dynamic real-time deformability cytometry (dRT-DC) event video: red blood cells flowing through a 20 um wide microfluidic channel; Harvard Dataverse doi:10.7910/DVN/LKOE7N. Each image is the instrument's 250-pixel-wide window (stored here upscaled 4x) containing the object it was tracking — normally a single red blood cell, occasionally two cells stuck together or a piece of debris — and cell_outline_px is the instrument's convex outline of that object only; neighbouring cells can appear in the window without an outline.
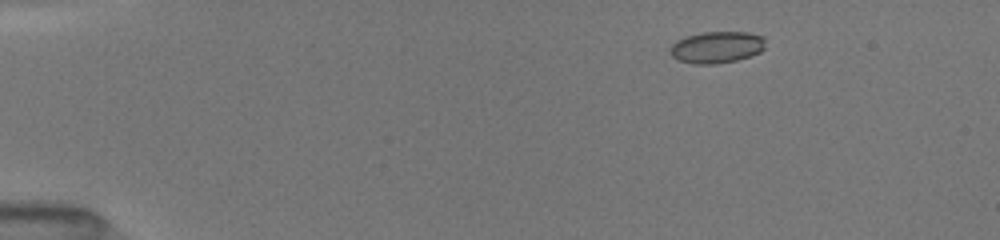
{"species": "common noctule bat (a hibernating species)", "species_latin": "Nyctalus noctula", "temperature_condition": "room temperature", "stored_images_in_passage": 21, "camera_frame_rate_fps": 3000, "um_per_image_px": 0.085, "animal": {"sex": "female", "body_mass_g": 19.5, "forearm_length_mm": 54.1}, "frame": {"image": 1, "passage_image": 2, "time_ms": 1.0, "image_size_px": [1000, 240], "cell_outline_px": [[764, 48], [760, 52], [736, 60], [716, 64], [692, 64], [680, 60], [672, 56], [668, 52], [672, 44], [676, 40], [700, 32], [748, 32], [764, 36]], "centroid_in_image_um": [60.9, 4.01], "position_along_channel_um": 24.1, "area_um2": 17.63}}
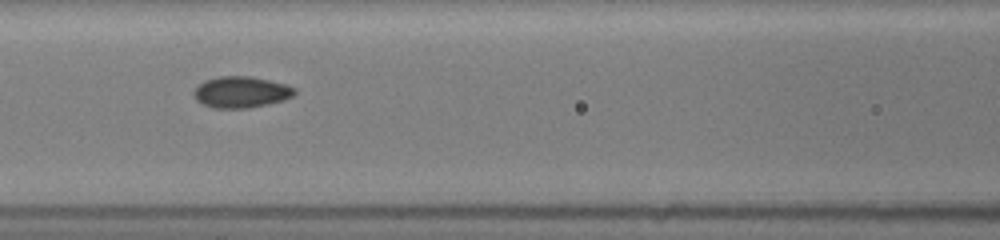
{"frame": {"image": 2, "passage_image": 11, "time_ms": 6.333, "image_size_px": [1000, 240], "cell_outline_px": [[296, 92], [292, 96], [284, 100], [268, 104], [248, 108], [216, 108], [204, 104], [196, 100], [192, 92], [204, 80], [220, 76], [252, 76], [284, 84], [296, 88]], "centroid_in_image_um": [20.49, 7.82], "position_along_channel_um": 146.1, "area_um2": 18.32}}
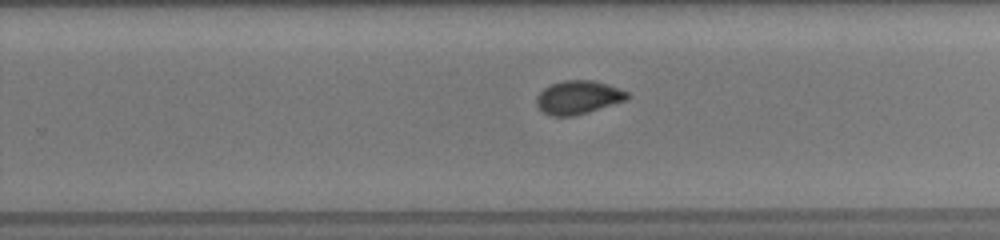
{"frame": {"image": 3, "passage_image": 20, "time_ms": 9.667, "image_size_px": [1000, 240], "cell_outline_px": [[632, 96], [628, 100], [588, 112], [572, 116], [552, 116], [544, 112], [536, 104], [536, 96], [544, 88], [552, 84], [564, 80], [596, 80], [608, 84], [628, 92]], "centroid_in_image_um": [49.19, 8.27], "position_along_channel_um": 280.6, "area_um2": 17.8}}